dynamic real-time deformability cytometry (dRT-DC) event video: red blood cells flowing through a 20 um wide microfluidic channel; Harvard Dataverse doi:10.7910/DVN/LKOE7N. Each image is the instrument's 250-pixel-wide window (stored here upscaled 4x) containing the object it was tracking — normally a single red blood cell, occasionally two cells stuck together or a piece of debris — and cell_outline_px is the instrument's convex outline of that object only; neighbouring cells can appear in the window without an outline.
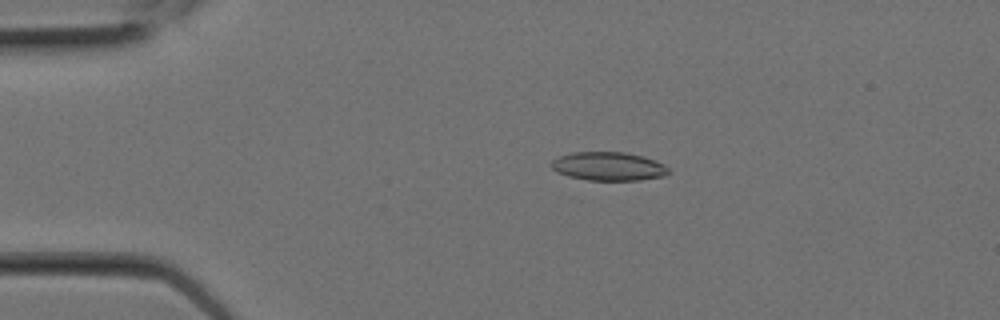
{"species": "Egyptian fruit bat (a non-hibernating species)", "species_latin": "Rousettus aegyptiacus", "temperature_condition": "room temperature", "stored_images_in_passage": 6, "camera_frame_rate_fps": 3000, "um_per_image_px": 0.085, "animal": {"sex": "female"}, "frame": {"image": 1, "passage_image": 4, "time_ms": 1.0, "image_size_px": [1000, 320], "cell_outline_px": [[668, 172], [664, 176], [640, 180], [588, 180], [568, 176], [556, 172], [548, 164], [552, 160], [560, 156], [572, 152], [624, 152], [644, 156], [656, 160], [664, 164], [668, 168]], "centroid_in_image_um": [51.7, 14.13], "position_along_channel_um": 33.3, "area_um2": 19.65}}